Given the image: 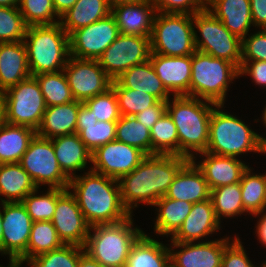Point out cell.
Wrapping results in <instances>:
<instances>
[{
    "label": "cell",
    "mask_w": 266,
    "mask_h": 267,
    "mask_svg": "<svg viewBox=\"0 0 266 267\" xmlns=\"http://www.w3.org/2000/svg\"><path fill=\"white\" fill-rule=\"evenodd\" d=\"M208 1H209V0H203V5H204L205 7H206Z\"/></svg>",
    "instance_id": "obj_64"
},
{
    "label": "cell",
    "mask_w": 266,
    "mask_h": 267,
    "mask_svg": "<svg viewBox=\"0 0 266 267\" xmlns=\"http://www.w3.org/2000/svg\"><path fill=\"white\" fill-rule=\"evenodd\" d=\"M88 169L82 176L72 177L68 187L88 225L115 224L129 218L131 214L122 204L118 180Z\"/></svg>",
    "instance_id": "obj_2"
},
{
    "label": "cell",
    "mask_w": 266,
    "mask_h": 267,
    "mask_svg": "<svg viewBox=\"0 0 266 267\" xmlns=\"http://www.w3.org/2000/svg\"><path fill=\"white\" fill-rule=\"evenodd\" d=\"M145 157L141 150L115 139L92 152L91 170L119 180L132 172Z\"/></svg>",
    "instance_id": "obj_17"
},
{
    "label": "cell",
    "mask_w": 266,
    "mask_h": 267,
    "mask_svg": "<svg viewBox=\"0 0 266 267\" xmlns=\"http://www.w3.org/2000/svg\"><path fill=\"white\" fill-rule=\"evenodd\" d=\"M82 103L75 100L67 104L46 107L36 135L52 139L76 133L77 115Z\"/></svg>",
    "instance_id": "obj_27"
},
{
    "label": "cell",
    "mask_w": 266,
    "mask_h": 267,
    "mask_svg": "<svg viewBox=\"0 0 266 267\" xmlns=\"http://www.w3.org/2000/svg\"><path fill=\"white\" fill-rule=\"evenodd\" d=\"M1 208V202H0ZM2 237H3V227H2V211L0 209V254L2 255Z\"/></svg>",
    "instance_id": "obj_60"
},
{
    "label": "cell",
    "mask_w": 266,
    "mask_h": 267,
    "mask_svg": "<svg viewBox=\"0 0 266 267\" xmlns=\"http://www.w3.org/2000/svg\"><path fill=\"white\" fill-rule=\"evenodd\" d=\"M19 164L29 174L38 189L46 184L49 188L68 189L69 187L70 179L59 167L52 139L35 135Z\"/></svg>",
    "instance_id": "obj_11"
},
{
    "label": "cell",
    "mask_w": 266,
    "mask_h": 267,
    "mask_svg": "<svg viewBox=\"0 0 266 267\" xmlns=\"http://www.w3.org/2000/svg\"><path fill=\"white\" fill-rule=\"evenodd\" d=\"M111 87L116 93L122 116H133L159 101L147 92L121 87L115 80L112 81Z\"/></svg>",
    "instance_id": "obj_40"
},
{
    "label": "cell",
    "mask_w": 266,
    "mask_h": 267,
    "mask_svg": "<svg viewBox=\"0 0 266 267\" xmlns=\"http://www.w3.org/2000/svg\"><path fill=\"white\" fill-rule=\"evenodd\" d=\"M266 61V29L251 33L242 40V61Z\"/></svg>",
    "instance_id": "obj_47"
},
{
    "label": "cell",
    "mask_w": 266,
    "mask_h": 267,
    "mask_svg": "<svg viewBox=\"0 0 266 267\" xmlns=\"http://www.w3.org/2000/svg\"><path fill=\"white\" fill-rule=\"evenodd\" d=\"M149 60L164 87L172 93V96H190L192 55L173 57L150 54Z\"/></svg>",
    "instance_id": "obj_19"
},
{
    "label": "cell",
    "mask_w": 266,
    "mask_h": 267,
    "mask_svg": "<svg viewBox=\"0 0 266 267\" xmlns=\"http://www.w3.org/2000/svg\"><path fill=\"white\" fill-rule=\"evenodd\" d=\"M20 0H0V7H17L19 8Z\"/></svg>",
    "instance_id": "obj_58"
},
{
    "label": "cell",
    "mask_w": 266,
    "mask_h": 267,
    "mask_svg": "<svg viewBox=\"0 0 266 267\" xmlns=\"http://www.w3.org/2000/svg\"><path fill=\"white\" fill-rule=\"evenodd\" d=\"M117 121H97L96 124L84 126L78 135L86 147L93 152L96 148L116 139Z\"/></svg>",
    "instance_id": "obj_46"
},
{
    "label": "cell",
    "mask_w": 266,
    "mask_h": 267,
    "mask_svg": "<svg viewBox=\"0 0 266 267\" xmlns=\"http://www.w3.org/2000/svg\"><path fill=\"white\" fill-rule=\"evenodd\" d=\"M253 216L259 217L255 226L256 227L255 234L258 237L257 240H259V243H261V245L265 246L266 248V210L257 213Z\"/></svg>",
    "instance_id": "obj_54"
},
{
    "label": "cell",
    "mask_w": 266,
    "mask_h": 267,
    "mask_svg": "<svg viewBox=\"0 0 266 267\" xmlns=\"http://www.w3.org/2000/svg\"><path fill=\"white\" fill-rule=\"evenodd\" d=\"M187 161L178 155L146 156L132 172L118 180L123 206L131 215L140 203L153 206L166 195L175 175Z\"/></svg>",
    "instance_id": "obj_1"
},
{
    "label": "cell",
    "mask_w": 266,
    "mask_h": 267,
    "mask_svg": "<svg viewBox=\"0 0 266 267\" xmlns=\"http://www.w3.org/2000/svg\"><path fill=\"white\" fill-rule=\"evenodd\" d=\"M96 117L92 115V111L82 103L78 115H77V127H76V134H78L84 126H90L97 123Z\"/></svg>",
    "instance_id": "obj_53"
},
{
    "label": "cell",
    "mask_w": 266,
    "mask_h": 267,
    "mask_svg": "<svg viewBox=\"0 0 266 267\" xmlns=\"http://www.w3.org/2000/svg\"><path fill=\"white\" fill-rule=\"evenodd\" d=\"M221 223L216 218L211 199L193 203L189 215L182 226L171 237V242L189 243L202 242L207 236L220 230Z\"/></svg>",
    "instance_id": "obj_20"
},
{
    "label": "cell",
    "mask_w": 266,
    "mask_h": 267,
    "mask_svg": "<svg viewBox=\"0 0 266 267\" xmlns=\"http://www.w3.org/2000/svg\"><path fill=\"white\" fill-rule=\"evenodd\" d=\"M210 199L220 223L223 218L229 219L247 213L242 203L240 182L211 189Z\"/></svg>",
    "instance_id": "obj_35"
},
{
    "label": "cell",
    "mask_w": 266,
    "mask_h": 267,
    "mask_svg": "<svg viewBox=\"0 0 266 267\" xmlns=\"http://www.w3.org/2000/svg\"><path fill=\"white\" fill-rule=\"evenodd\" d=\"M262 112V116L260 117L261 118V122H263V124H265L264 126H266V105H265V108H264V110L263 111H261Z\"/></svg>",
    "instance_id": "obj_62"
},
{
    "label": "cell",
    "mask_w": 266,
    "mask_h": 267,
    "mask_svg": "<svg viewBox=\"0 0 266 267\" xmlns=\"http://www.w3.org/2000/svg\"><path fill=\"white\" fill-rule=\"evenodd\" d=\"M150 54V37L120 33L97 61L105 73L112 80H116L132 66L147 62Z\"/></svg>",
    "instance_id": "obj_12"
},
{
    "label": "cell",
    "mask_w": 266,
    "mask_h": 267,
    "mask_svg": "<svg viewBox=\"0 0 266 267\" xmlns=\"http://www.w3.org/2000/svg\"><path fill=\"white\" fill-rule=\"evenodd\" d=\"M51 222L64 245L84 247L90 226L69 189L57 188L56 208Z\"/></svg>",
    "instance_id": "obj_16"
},
{
    "label": "cell",
    "mask_w": 266,
    "mask_h": 267,
    "mask_svg": "<svg viewBox=\"0 0 266 267\" xmlns=\"http://www.w3.org/2000/svg\"><path fill=\"white\" fill-rule=\"evenodd\" d=\"M152 155H178L179 140L172 118L166 112L151 128Z\"/></svg>",
    "instance_id": "obj_38"
},
{
    "label": "cell",
    "mask_w": 266,
    "mask_h": 267,
    "mask_svg": "<svg viewBox=\"0 0 266 267\" xmlns=\"http://www.w3.org/2000/svg\"><path fill=\"white\" fill-rule=\"evenodd\" d=\"M132 216L119 223L90 227L84 251L106 267H125L132 246L144 233L134 227Z\"/></svg>",
    "instance_id": "obj_6"
},
{
    "label": "cell",
    "mask_w": 266,
    "mask_h": 267,
    "mask_svg": "<svg viewBox=\"0 0 266 267\" xmlns=\"http://www.w3.org/2000/svg\"><path fill=\"white\" fill-rule=\"evenodd\" d=\"M248 168L243 172L240 186L244 210L250 215L266 210V172L257 174Z\"/></svg>",
    "instance_id": "obj_34"
},
{
    "label": "cell",
    "mask_w": 266,
    "mask_h": 267,
    "mask_svg": "<svg viewBox=\"0 0 266 267\" xmlns=\"http://www.w3.org/2000/svg\"><path fill=\"white\" fill-rule=\"evenodd\" d=\"M5 123L39 128L46 104L39 83L34 76L22 80L4 91Z\"/></svg>",
    "instance_id": "obj_10"
},
{
    "label": "cell",
    "mask_w": 266,
    "mask_h": 267,
    "mask_svg": "<svg viewBox=\"0 0 266 267\" xmlns=\"http://www.w3.org/2000/svg\"><path fill=\"white\" fill-rule=\"evenodd\" d=\"M30 76L24 41L0 43V90L4 92Z\"/></svg>",
    "instance_id": "obj_25"
},
{
    "label": "cell",
    "mask_w": 266,
    "mask_h": 267,
    "mask_svg": "<svg viewBox=\"0 0 266 267\" xmlns=\"http://www.w3.org/2000/svg\"><path fill=\"white\" fill-rule=\"evenodd\" d=\"M36 131L27 126L5 123L0 127V164L19 163Z\"/></svg>",
    "instance_id": "obj_33"
},
{
    "label": "cell",
    "mask_w": 266,
    "mask_h": 267,
    "mask_svg": "<svg viewBox=\"0 0 266 267\" xmlns=\"http://www.w3.org/2000/svg\"><path fill=\"white\" fill-rule=\"evenodd\" d=\"M235 237L202 242H171V267H221L224 249Z\"/></svg>",
    "instance_id": "obj_18"
},
{
    "label": "cell",
    "mask_w": 266,
    "mask_h": 267,
    "mask_svg": "<svg viewBox=\"0 0 266 267\" xmlns=\"http://www.w3.org/2000/svg\"><path fill=\"white\" fill-rule=\"evenodd\" d=\"M77 267H106V266L99 263L97 260L91 257L87 252L83 251L79 256Z\"/></svg>",
    "instance_id": "obj_55"
},
{
    "label": "cell",
    "mask_w": 266,
    "mask_h": 267,
    "mask_svg": "<svg viewBox=\"0 0 266 267\" xmlns=\"http://www.w3.org/2000/svg\"><path fill=\"white\" fill-rule=\"evenodd\" d=\"M111 14L121 34L151 38L156 14L152 0L115 5L111 7Z\"/></svg>",
    "instance_id": "obj_21"
},
{
    "label": "cell",
    "mask_w": 266,
    "mask_h": 267,
    "mask_svg": "<svg viewBox=\"0 0 266 267\" xmlns=\"http://www.w3.org/2000/svg\"><path fill=\"white\" fill-rule=\"evenodd\" d=\"M150 44L151 54L192 55L196 51L193 15L156 12Z\"/></svg>",
    "instance_id": "obj_8"
},
{
    "label": "cell",
    "mask_w": 266,
    "mask_h": 267,
    "mask_svg": "<svg viewBox=\"0 0 266 267\" xmlns=\"http://www.w3.org/2000/svg\"><path fill=\"white\" fill-rule=\"evenodd\" d=\"M156 12L190 14L202 11L205 6L199 0H152Z\"/></svg>",
    "instance_id": "obj_49"
},
{
    "label": "cell",
    "mask_w": 266,
    "mask_h": 267,
    "mask_svg": "<svg viewBox=\"0 0 266 267\" xmlns=\"http://www.w3.org/2000/svg\"><path fill=\"white\" fill-rule=\"evenodd\" d=\"M83 247L63 245L61 248L39 254L27 261L30 267H77Z\"/></svg>",
    "instance_id": "obj_43"
},
{
    "label": "cell",
    "mask_w": 266,
    "mask_h": 267,
    "mask_svg": "<svg viewBox=\"0 0 266 267\" xmlns=\"http://www.w3.org/2000/svg\"><path fill=\"white\" fill-rule=\"evenodd\" d=\"M120 35L114 16L110 13L69 35L70 56L77 59L98 60Z\"/></svg>",
    "instance_id": "obj_13"
},
{
    "label": "cell",
    "mask_w": 266,
    "mask_h": 267,
    "mask_svg": "<svg viewBox=\"0 0 266 267\" xmlns=\"http://www.w3.org/2000/svg\"><path fill=\"white\" fill-rule=\"evenodd\" d=\"M19 10L27 26L53 25L60 21L52 0H20Z\"/></svg>",
    "instance_id": "obj_41"
},
{
    "label": "cell",
    "mask_w": 266,
    "mask_h": 267,
    "mask_svg": "<svg viewBox=\"0 0 266 267\" xmlns=\"http://www.w3.org/2000/svg\"><path fill=\"white\" fill-rule=\"evenodd\" d=\"M210 194L211 189L202 171L192 160H188L175 175L165 196L197 203L210 199Z\"/></svg>",
    "instance_id": "obj_23"
},
{
    "label": "cell",
    "mask_w": 266,
    "mask_h": 267,
    "mask_svg": "<svg viewBox=\"0 0 266 267\" xmlns=\"http://www.w3.org/2000/svg\"><path fill=\"white\" fill-rule=\"evenodd\" d=\"M52 144L59 167L69 179L77 175L76 171L88 168L92 152L78 134L54 137Z\"/></svg>",
    "instance_id": "obj_26"
},
{
    "label": "cell",
    "mask_w": 266,
    "mask_h": 267,
    "mask_svg": "<svg viewBox=\"0 0 266 267\" xmlns=\"http://www.w3.org/2000/svg\"><path fill=\"white\" fill-rule=\"evenodd\" d=\"M166 113V102L158 101L155 105L135 114L137 121L144 124L149 130Z\"/></svg>",
    "instance_id": "obj_51"
},
{
    "label": "cell",
    "mask_w": 266,
    "mask_h": 267,
    "mask_svg": "<svg viewBox=\"0 0 266 267\" xmlns=\"http://www.w3.org/2000/svg\"><path fill=\"white\" fill-rule=\"evenodd\" d=\"M246 252L242 241L236 235L224 249L221 267H256Z\"/></svg>",
    "instance_id": "obj_48"
},
{
    "label": "cell",
    "mask_w": 266,
    "mask_h": 267,
    "mask_svg": "<svg viewBox=\"0 0 266 267\" xmlns=\"http://www.w3.org/2000/svg\"><path fill=\"white\" fill-rule=\"evenodd\" d=\"M199 155L204 158L201 157L202 161L196 162V157L192 161L202 171L210 189L240 182L243 172L249 166L236 157L219 156L209 152Z\"/></svg>",
    "instance_id": "obj_22"
},
{
    "label": "cell",
    "mask_w": 266,
    "mask_h": 267,
    "mask_svg": "<svg viewBox=\"0 0 266 267\" xmlns=\"http://www.w3.org/2000/svg\"><path fill=\"white\" fill-rule=\"evenodd\" d=\"M27 25L17 7H0V43L23 41Z\"/></svg>",
    "instance_id": "obj_44"
},
{
    "label": "cell",
    "mask_w": 266,
    "mask_h": 267,
    "mask_svg": "<svg viewBox=\"0 0 266 267\" xmlns=\"http://www.w3.org/2000/svg\"><path fill=\"white\" fill-rule=\"evenodd\" d=\"M205 8L241 40L249 35L251 26H254L250 0H209Z\"/></svg>",
    "instance_id": "obj_24"
},
{
    "label": "cell",
    "mask_w": 266,
    "mask_h": 267,
    "mask_svg": "<svg viewBox=\"0 0 266 267\" xmlns=\"http://www.w3.org/2000/svg\"><path fill=\"white\" fill-rule=\"evenodd\" d=\"M111 7L118 4L136 3L142 0H108Z\"/></svg>",
    "instance_id": "obj_59"
},
{
    "label": "cell",
    "mask_w": 266,
    "mask_h": 267,
    "mask_svg": "<svg viewBox=\"0 0 266 267\" xmlns=\"http://www.w3.org/2000/svg\"><path fill=\"white\" fill-rule=\"evenodd\" d=\"M223 107L219 104L213 108L206 152L236 158L246 152L266 154V138L250 129L237 115L225 112Z\"/></svg>",
    "instance_id": "obj_4"
},
{
    "label": "cell",
    "mask_w": 266,
    "mask_h": 267,
    "mask_svg": "<svg viewBox=\"0 0 266 267\" xmlns=\"http://www.w3.org/2000/svg\"><path fill=\"white\" fill-rule=\"evenodd\" d=\"M54 8L59 16L72 8L77 0H52Z\"/></svg>",
    "instance_id": "obj_56"
},
{
    "label": "cell",
    "mask_w": 266,
    "mask_h": 267,
    "mask_svg": "<svg viewBox=\"0 0 266 267\" xmlns=\"http://www.w3.org/2000/svg\"><path fill=\"white\" fill-rule=\"evenodd\" d=\"M216 105L213 102L187 95L173 96L166 102V112L177 129L179 156L192 160L195 154L197 156V154L206 152L210 116Z\"/></svg>",
    "instance_id": "obj_3"
},
{
    "label": "cell",
    "mask_w": 266,
    "mask_h": 267,
    "mask_svg": "<svg viewBox=\"0 0 266 267\" xmlns=\"http://www.w3.org/2000/svg\"><path fill=\"white\" fill-rule=\"evenodd\" d=\"M238 77L239 69L233 63L196 50L192 54L190 96L224 105L229 84Z\"/></svg>",
    "instance_id": "obj_7"
},
{
    "label": "cell",
    "mask_w": 266,
    "mask_h": 267,
    "mask_svg": "<svg viewBox=\"0 0 266 267\" xmlns=\"http://www.w3.org/2000/svg\"><path fill=\"white\" fill-rule=\"evenodd\" d=\"M121 87L147 92L159 101L167 102L169 93L157 76L151 61L132 66L123 72L116 80Z\"/></svg>",
    "instance_id": "obj_28"
},
{
    "label": "cell",
    "mask_w": 266,
    "mask_h": 267,
    "mask_svg": "<svg viewBox=\"0 0 266 267\" xmlns=\"http://www.w3.org/2000/svg\"><path fill=\"white\" fill-rule=\"evenodd\" d=\"M154 207H158L154 225V232L159 236L172 237L182 226L189 215L193 203L175 200L166 196L157 200Z\"/></svg>",
    "instance_id": "obj_32"
},
{
    "label": "cell",
    "mask_w": 266,
    "mask_h": 267,
    "mask_svg": "<svg viewBox=\"0 0 266 267\" xmlns=\"http://www.w3.org/2000/svg\"><path fill=\"white\" fill-rule=\"evenodd\" d=\"M98 121H118L121 117L118 99L111 87L106 92L83 102Z\"/></svg>",
    "instance_id": "obj_45"
},
{
    "label": "cell",
    "mask_w": 266,
    "mask_h": 267,
    "mask_svg": "<svg viewBox=\"0 0 266 267\" xmlns=\"http://www.w3.org/2000/svg\"><path fill=\"white\" fill-rule=\"evenodd\" d=\"M5 124V98L4 92L0 90V127Z\"/></svg>",
    "instance_id": "obj_57"
},
{
    "label": "cell",
    "mask_w": 266,
    "mask_h": 267,
    "mask_svg": "<svg viewBox=\"0 0 266 267\" xmlns=\"http://www.w3.org/2000/svg\"><path fill=\"white\" fill-rule=\"evenodd\" d=\"M259 267V266H258ZM260 267H266V260L263 261L262 265H260Z\"/></svg>",
    "instance_id": "obj_63"
},
{
    "label": "cell",
    "mask_w": 266,
    "mask_h": 267,
    "mask_svg": "<svg viewBox=\"0 0 266 267\" xmlns=\"http://www.w3.org/2000/svg\"><path fill=\"white\" fill-rule=\"evenodd\" d=\"M23 41L31 76L62 71L68 62L69 35L60 23L28 26Z\"/></svg>",
    "instance_id": "obj_5"
},
{
    "label": "cell",
    "mask_w": 266,
    "mask_h": 267,
    "mask_svg": "<svg viewBox=\"0 0 266 267\" xmlns=\"http://www.w3.org/2000/svg\"><path fill=\"white\" fill-rule=\"evenodd\" d=\"M2 255L26 262L33 221L22 202H2Z\"/></svg>",
    "instance_id": "obj_14"
},
{
    "label": "cell",
    "mask_w": 266,
    "mask_h": 267,
    "mask_svg": "<svg viewBox=\"0 0 266 267\" xmlns=\"http://www.w3.org/2000/svg\"><path fill=\"white\" fill-rule=\"evenodd\" d=\"M254 27L266 29V0H250Z\"/></svg>",
    "instance_id": "obj_52"
},
{
    "label": "cell",
    "mask_w": 266,
    "mask_h": 267,
    "mask_svg": "<svg viewBox=\"0 0 266 267\" xmlns=\"http://www.w3.org/2000/svg\"><path fill=\"white\" fill-rule=\"evenodd\" d=\"M34 77L39 83L46 107L75 101L63 70L41 73Z\"/></svg>",
    "instance_id": "obj_37"
},
{
    "label": "cell",
    "mask_w": 266,
    "mask_h": 267,
    "mask_svg": "<svg viewBox=\"0 0 266 267\" xmlns=\"http://www.w3.org/2000/svg\"><path fill=\"white\" fill-rule=\"evenodd\" d=\"M111 13L108 0H77L72 8L60 16L59 23L70 35L73 31L88 26Z\"/></svg>",
    "instance_id": "obj_30"
},
{
    "label": "cell",
    "mask_w": 266,
    "mask_h": 267,
    "mask_svg": "<svg viewBox=\"0 0 266 267\" xmlns=\"http://www.w3.org/2000/svg\"><path fill=\"white\" fill-rule=\"evenodd\" d=\"M125 267H171L169 244L144 232L132 246Z\"/></svg>",
    "instance_id": "obj_29"
},
{
    "label": "cell",
    "mask_w": 266,
    "mask_h": 267,
    "mask_svg": "<svg viewBox=\"0 0 266 267\" xmlns=\"http://www.w3.org/2000/svg\"><path fill=\"white\" fill-rule=\"evenodd\" d=\"M47 192L39 194L38 188L29 193L21 202L33 222L51 221L56 208L57 188H47Z\"/></svg>",
    "instance_id": "obj_42"
},
{
    "label": "cell",
    "mask_w": 266,
    "mask_h": 267,
    "mask_svg": "<svg viewBox=\"0 0 266 267\" xmlns=\"http://www.w3.org/2000/svg\"><path fill=\"white\" fill-rule=\"evenodd\" d=\"M250 76L255 85L266 87V61L241 62L239 77Z\"/></svg>",
    "instance_id": "obj_50"
},
{
    "label": "cell",
    "mask_w": 266,
    "mask_h": 267,
    "mask_svg": "<svg viewBox=\"0 0 266 267\" xmlns=\"http://www.w3.org/2000/svg\"><path fill=\"white\" fill-rule=\"evenodd\" d=\"M63 71L74 99L81 102L106 92L113 81L97 60L70 56Z\"/></svg>",
    "instance_id": "obj_15"
},
{
    "label": "cell",
    "mask_w": 266,
    "mask_h": 267,
    "mask_svg": "<svg viewBox=\"0 0 266 267\" xmlns=\"http://www.w3.org/2000/svg\"><path fill=\"white\" fill-rule=\"evenodd\" d=\"M37 187L19 163L0 164V196L2 202H21Z\"/></svg>",
    "instance_id": "obj_31"
},
{
    "label": "cell",
    "mask_w": 266,
    "mask_h": 267,
    "mask_svg": "<svg viewBox=\"0 0 266 267\" xmlns=\"http://www.w3.org/2000/svg\"><path fill=\"white\" fill-rule=\"evenodd\" d=\"M23 262L21 260H9L7 267H22ZM0 267H4L0 265Z\"/></svg>",
    "instance_id": "obj_61"
},
{
    "label": "cell",
    "mask_w": 266,
    "mask_h": 267,
    "mask_svg": "<svg viewBox=\"0 0 266 267\" xmlns=\"http://www.w3.org/2000/svg\"><path fill=\"white\" fill-rule=\"evenodd\" d=\"M193 27L197 51L215 58L225 59L240 69L242 40L228 31L218 18L204 8L193 14ZM197 32L202 38L198 36Z\"/></svg>",
    "instance_id": "obj_9"
},
{
    "label": "cell",
    "mask_w": 266,
    "mask_h": 267,
    "mask_svg": "<svg viewBox=\"0 0 266 267\" xmlns=\"http://www.w3.org/2000/svg\"><path fill=\"white\" fill-rule=\"evenodd\" d=\"M63 245L51 221L33 222L26 250V262L39 254L59 249Z\"/></svg>",
    "instance_id": "obj_39"
},
{
    "label": "cell",
    "mask_w": 266,
    "mask_h": 267,
    "mask_svg": "<svg viewBox=\"0 0 266 267\" xmlns=\"http://www.w3.org/2000/svg\"><path fill=\"white\" fill-rule=\"evenodd\" d=\"M116 140L141 150L146 156L152 155L150 130L134 115H121L116 124Z\"/></svg>",
    "instance_id": "obj_36"
}]
</instances>
